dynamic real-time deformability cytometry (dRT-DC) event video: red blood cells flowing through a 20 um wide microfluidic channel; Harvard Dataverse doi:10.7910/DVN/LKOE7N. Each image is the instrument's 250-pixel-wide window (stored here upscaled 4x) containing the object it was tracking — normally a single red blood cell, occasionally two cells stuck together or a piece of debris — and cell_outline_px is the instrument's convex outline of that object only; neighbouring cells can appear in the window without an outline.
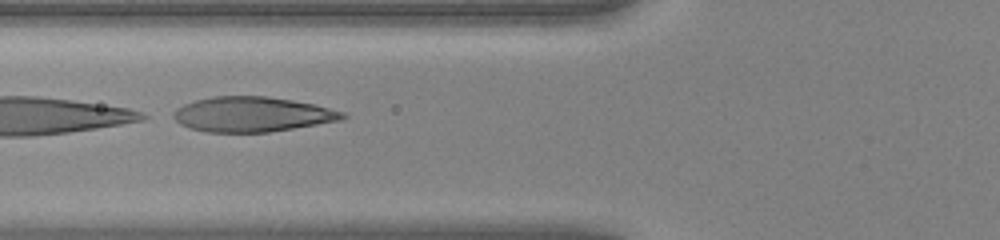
{"species": "human", "species_latin": "Homo sapiens", "temperature_condition": "warm", "stored_images_in_passage": 22, "camera_frame_rate_fps": 3000, "um_per_image_px": 0.085, "donor": {"sex": "female"}, "frame": {"image": 1, "passage_image": 19, "time_ms": 6.0, "image_size_px": [1000, 240], "cell_outline_px": [[348, 116], [340, 120], [268, 132], [204, 132], [188, 128], [180, 124], [172, 116], [172, 112], [176, 108], [184, 104], [196, 100], [212, 96], [264, 96], [292, 100], [312, 104], [344, 112]], "centroid_in_image_um": [21.37, 9.72], "position_along_channel_um": 104.4, "area_um2": 34.28}}